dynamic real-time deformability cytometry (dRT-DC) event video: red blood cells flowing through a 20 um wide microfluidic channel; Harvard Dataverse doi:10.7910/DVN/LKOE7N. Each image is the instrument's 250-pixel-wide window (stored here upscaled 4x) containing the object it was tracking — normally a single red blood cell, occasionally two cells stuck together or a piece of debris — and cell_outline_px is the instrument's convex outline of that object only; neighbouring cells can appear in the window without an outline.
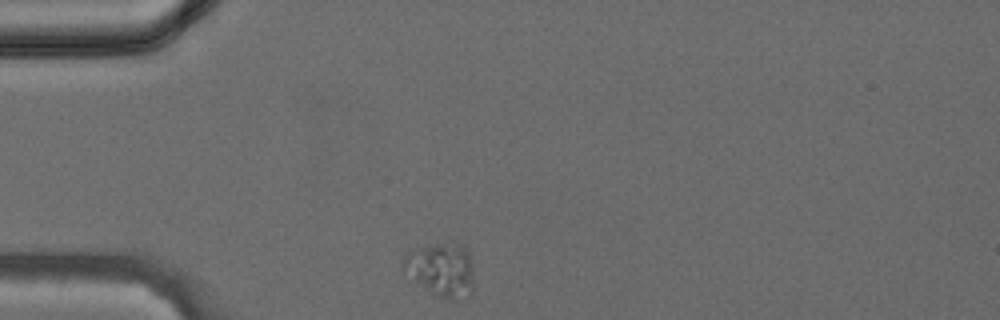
{"species": "common noctule bat (a hibernating species)", "species_latin": "Nyctalus noctula", "temperature_condition": "cold", "stored_images_in_passage": 32, "camera_frame_rate_fps": 3000, "um_per_image_px": 0.085, "animal": {"sex": "female", "body_mass_g": 24.6, "forearm_length_mm": 56.2}, "frame": {"image": 1, "passage_image": 1, "time_ms": 0.0, "image_size_px": [1000, 320], "cell_outline_px": [[472, 292], [468, 296], [440, 296], [432, 292], [400, 272], [400, 268], [404, 256], [412, 252], [436, 244], [456, 240], [468, 252], [472, 268]], "centroid_in_image_um": [37.47, 22.87], "position_along_channel_um": 47.5, "area_um2": 21.5}}
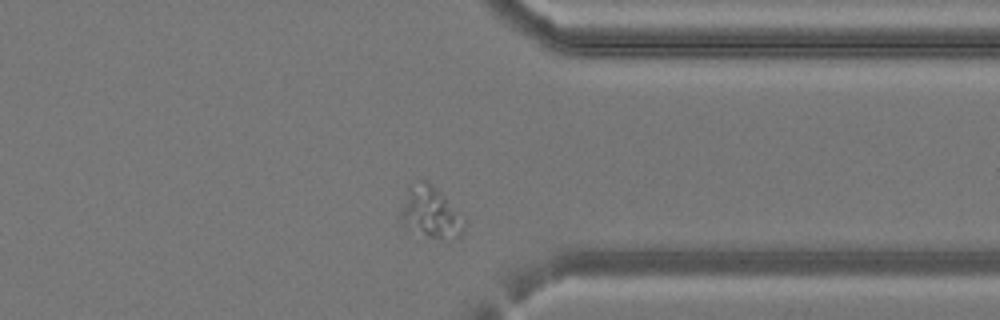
{"frame": {"image": 2, "passage_image": 23, "time_ms": 7.333, "image_size_px": [1000, 320], "cell_outline_px": [[464, 228], [456, 236], [428, 236], [404, 220], [400, 216], [400, 212], [408, 188], [424, 180], [440, 192], [444, 196], [464, 224]], "centroid_in_image_um": [36.57, 17.99], "position_along_channel_um": 374.8, "area_um2": 16.7}}
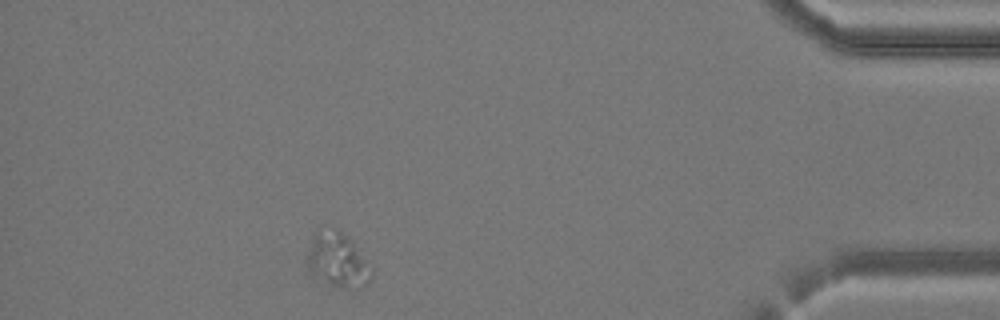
{"frame": {"image": 3, "passage_image": 28, "time_ms": 9.0, "image_size_px": [1000, 320], "cell_outline_px": [[372, 276], [368, 284], [360, 288], [344, 288], [328, 284], [308, 272], [304, 268], [304, 256], [312, 236], [316, 232], [336, 228], [348, 236], [352, 240]], "centroid_in_image_um": [28.57, 22.12], "position_along_channel_um": 406.6, "area_um2": 20.46}}